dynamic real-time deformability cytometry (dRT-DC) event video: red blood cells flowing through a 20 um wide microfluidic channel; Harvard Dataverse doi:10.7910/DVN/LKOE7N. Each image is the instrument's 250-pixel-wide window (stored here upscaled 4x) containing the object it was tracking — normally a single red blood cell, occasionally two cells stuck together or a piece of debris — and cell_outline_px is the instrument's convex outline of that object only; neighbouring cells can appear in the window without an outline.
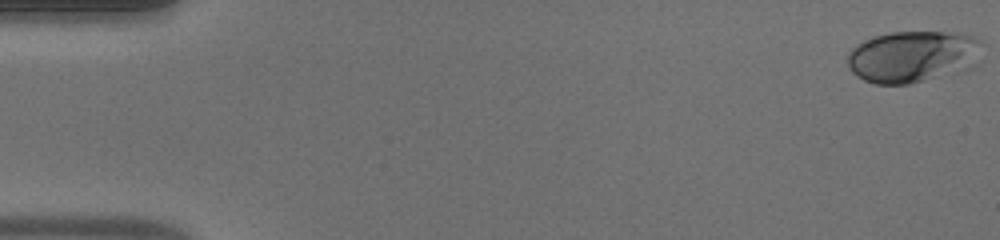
{"species": "human", "species_latin": "Homo sapiens", "temperature_condition": "warm", "stored_images_in_passage": 50, "camera_frame_rate_fps": 3000, "um_per_image_px": 0.085, "donor": {"sex": "male"}, "frame": {"image": 1, "passage_image": 1, "time_ms": 0.0, "image_size_px": [1000, 240], "cell_outline_px": [[984, 44], [972, 68], [908, 84], [876, 84], [864, 80], [856, 76], [848, 68], [848, 52], [856, 44], [864, 40], [888, 32], [956, 32], [972, 36], [984, 40]], "centroid_in_image_um": [77.59, 4.79], "position_along_channel_um": 7.4, "area_um2": 40.81}}
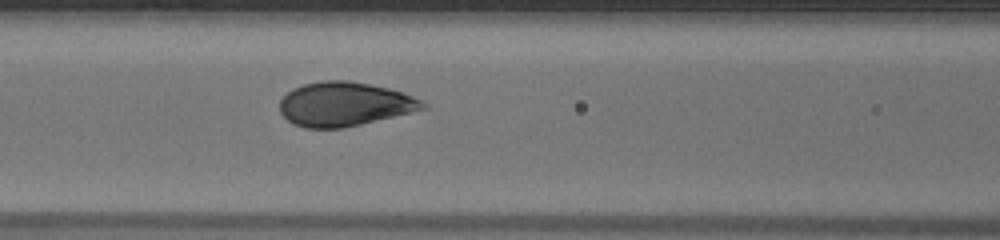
{"frame": {"image": 2, "passage_image": 22, "time_ms": 7.0, "image_size_px": [1000, 240], "cell_outline_px": [[428, 108], [412, 112], [344, 128], [304, 128], [292, 124], [280, 112], [280, 100], [292, 88], [304, 84], [320, 80], [348, 80], [388, 88], [412, 96], [428, 104]], "centroid_in_image_um": [29.26, 8.85], "position_along_channel_um": 137.3, "area_um2": 36.76}}
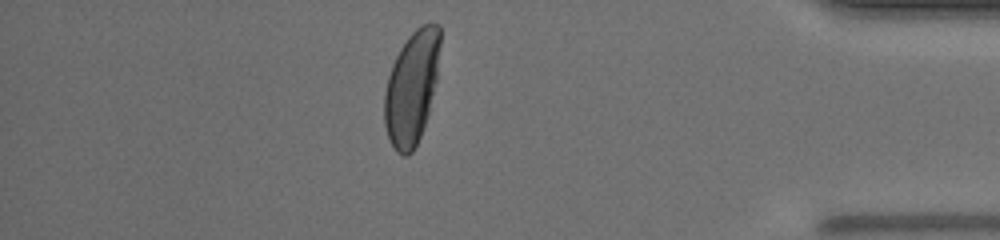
{"frame": {"image": 3, "passage_image": 44, "time_ms": 14.333, "image_size_px": [1000, 240], "cell_outline_px": [[440, 44], [436, 80], [428, 112], [420, 136], [412, 152], [408, 156], [404, 156], [396, 152], [388, 140], [384, 124], [384, 92], [388, 76], [392, 64], [400, 48], [408, 36], [420, 24], [440, 24]], "centroid_in_image_um": [34.97, 7.45], "position_along_channel_um": 400.2, "area_um2": 36.76}, "authors_computed_cell_mechanics": {"area_um2": 37.1943, "velocity_mm_per_s": 4.0832, "shape_relaxation_time_tau1_ms": 3.4413, "shape_relaxation_time_tau2_ms": null, "deformation_change_tau1": 0.1742, "deformation_change_tau2": null}}